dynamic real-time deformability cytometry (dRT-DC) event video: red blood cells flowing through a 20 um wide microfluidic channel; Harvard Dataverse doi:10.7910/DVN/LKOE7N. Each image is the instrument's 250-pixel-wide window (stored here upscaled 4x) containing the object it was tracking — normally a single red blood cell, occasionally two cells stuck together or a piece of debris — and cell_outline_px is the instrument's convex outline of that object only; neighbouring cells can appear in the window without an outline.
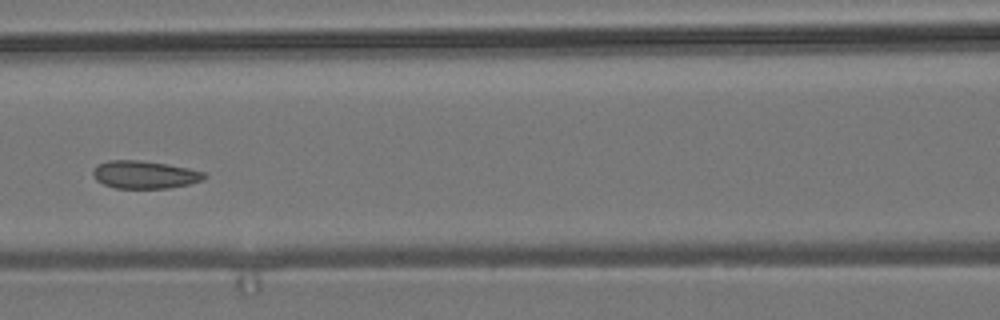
{"species": "common noctule bat (a hibernating species)", "species_latin": "Nyctalus noctula", "temperature_condition": "room temperature", "stored_images_in_passage": 9, "camera_frame_rate_fps": 3000, "um_per_image_px": 0.085, "animal": {"sex": "male", "body_mass_g": 19.2, "forearm_length_mm": 51.8}, "frame": {"image": 1, "passage_image": 6, "time_ms": 5.667, "image_size_px": [1000, 320], "cell_outline_px": [[208, 176], [204, 180], [188, 184], [168, 188], [116, 188], [104, 184], [96, 180], [92, 172], [96, 164], [108, 160], [140, 160], [168, 164], [188, 168], [204, 172]], "centroid_in_image_um": [12.29, 14.84], "position_along_channel_um": 154.3, "area_um2": 18.09}}
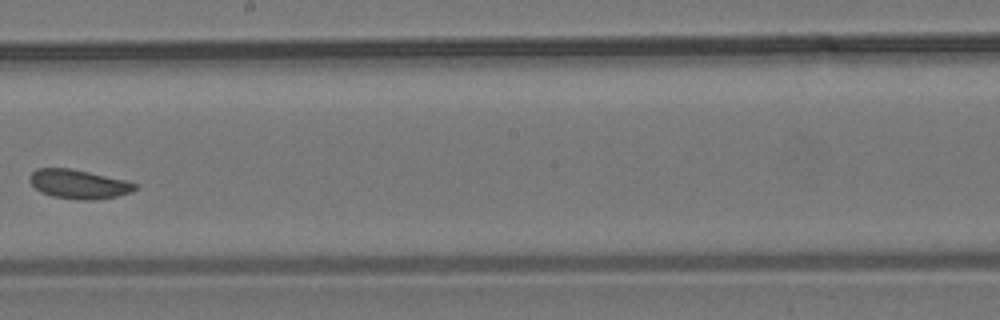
{"frame": {"image": 2, "passage_image": 8, "time_ms": 8.0, "image_size_px": [1000, 320], "cell_outline_px": [[140, 184], [132, 192], [116, 196], [92, 200], [80, 200], [52, 196], [40, 192], [28, 180], [28, 176], [36, 168], [72, 168], [124, 180]], "centroid_in_image_um": [6.67, 15.64], "position_along_channel_um": 241.5, "area_um2": 17.92}}
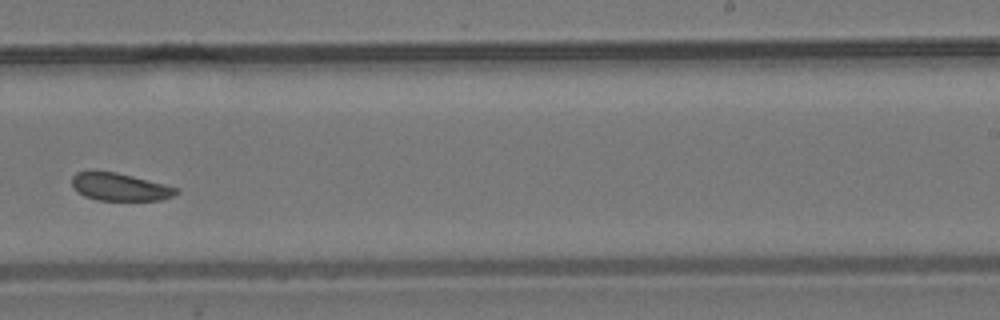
{"frame": {"image": 3, "passage_image": 9, "time_ms": 9.0, "image_size_px": [1000, 320], "cell_outline_px": [[180, 192], [172, 196], [160, 200], [96, 200], [84, 196], [76, 192], [72, 184], [72, 176], [76, 172], [116, 172], [164, 184], [176, 188]], "centroid_in_image_um": [10.16, 15.9], "position_along_channel_um": 278.8, "area_um2": 16.59}}